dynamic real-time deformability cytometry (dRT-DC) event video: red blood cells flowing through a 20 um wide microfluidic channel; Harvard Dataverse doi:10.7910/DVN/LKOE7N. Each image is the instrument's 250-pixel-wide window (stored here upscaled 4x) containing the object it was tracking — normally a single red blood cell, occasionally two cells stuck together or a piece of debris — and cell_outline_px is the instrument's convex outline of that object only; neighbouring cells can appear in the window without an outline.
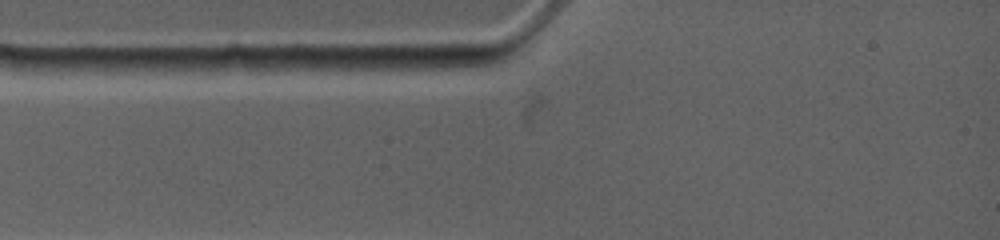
{"species": "common noctule bat (a hibernating species)", "species_latin": "Nyctalus noctula", "temperature_condition": "warm", "stored_images_in_passage": 4, "segment_of_instrument_passage": [1, 2], "camera_frame_rate_fps": 4500, "um_per_image_px": 0.085, "animal": {"sex": "female", "body_mass_g": 19.0, "forearm_length_mm": 53.3}, "frame": {"image": 1, "passage_image": 2, "time_ms": 0.222, "image_size_px": [1000, 240], "cell_outline_px": [[504, 60], [488, 64], [428, 76], [364, 68], [372, 56], [488, 56]], "centroid_in_image_um": [36.32, 5.42], "position_along_channel_um": 48.7, "area_um2": 13.58}}